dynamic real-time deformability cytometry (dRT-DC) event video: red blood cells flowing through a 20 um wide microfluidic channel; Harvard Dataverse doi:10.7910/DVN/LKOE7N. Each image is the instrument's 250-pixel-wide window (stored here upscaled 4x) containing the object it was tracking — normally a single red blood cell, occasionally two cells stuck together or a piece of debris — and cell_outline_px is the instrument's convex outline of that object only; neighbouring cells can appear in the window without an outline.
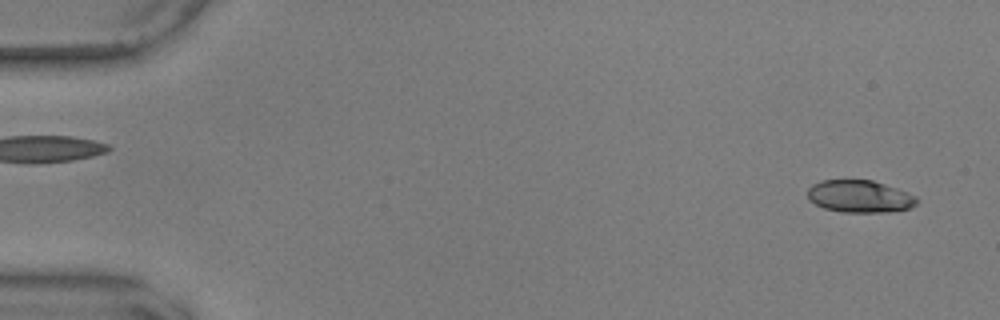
{"species": "common noctule bat (a hibernating species)", "species_latin": "Nyctalus noctula", "temperature_condition": "warm", "stored_images_in_passage": 55, "camera_frame_rate_fps": 3000, "um_per_image_px": 0.085, "animal": {"sex": "male", "body_mass_g": 17.9, "forearm_length_mm": 54.2}, "frame": {"image": 1, "passage_image": 2, "time_ms": 0.333, "image_size_px": [1000, 320], "cell_outline_px": [[920, 200], [916, 204], [908, 208], [888, 212], [840, 212], [824, 208], [808, 200], [808, 188], [812, 184], [820, 180], [872, 180], [896, 188], [916, 196]], "centroid_in_image_um": [73.05, 16.69], "position_along_channel_um": 11.9, "area_um2": 20.58}}
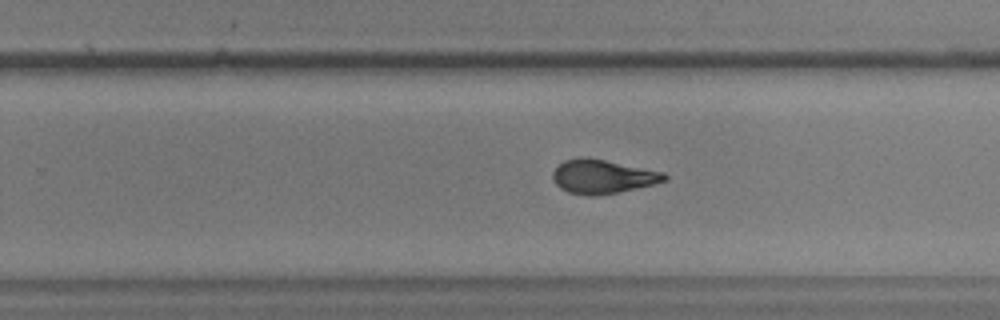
{"frame": {"image": 2, "passage_image": 35, "time_ms": 11.333, "image_size_px": [1000, 320], "cell_outline_px": [[668, 180], [652, 184], [616, 192], [596, 196], [588, 196], [568, 192], [560, 188], [552, 180], [552, 172], [564, 160], [580, 156], [584, 156], [664, 172], [668, 176]], "centroid_in_image_um": [51.18, 15.0], "position_along_channel_um": 278.6, "area_um2": 21.96}}
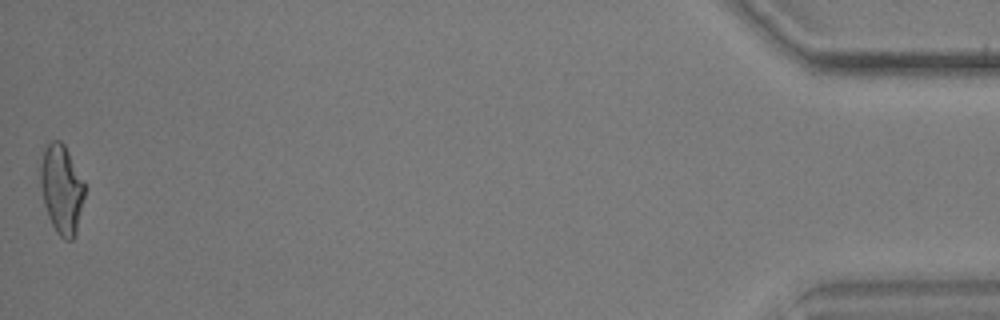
{"frame": {"image": 3, "passage_image": 55, "time_ms": 18.0, "image_size_px": [1000, 320], "cell_outline_px": [[88, 188], [76, 236], [72, 240], [64, 240], [56, 232], [48, 216], [44, 204], [40, 184], [40, 164], [44, 152], [48, 144], [52, 140], [60, 140], [64, 144], [84, 180]], "centroid_in_image_um": [5.29, 16.12], "position_along_channel_um": 429.9, "area_um2": 23.52}, "authors_computed_cell_mechanics": {"area_um2": 22.0218, "velocity_mm_per_s": 3.608, "shape_relaxation_time_tau1_ms": 6.4044, "shape_relaxation_time_tau2_ms": 1.8662, "deformation_change_tau1": 0.198, "deformation_change_tau2": 0.0803}}